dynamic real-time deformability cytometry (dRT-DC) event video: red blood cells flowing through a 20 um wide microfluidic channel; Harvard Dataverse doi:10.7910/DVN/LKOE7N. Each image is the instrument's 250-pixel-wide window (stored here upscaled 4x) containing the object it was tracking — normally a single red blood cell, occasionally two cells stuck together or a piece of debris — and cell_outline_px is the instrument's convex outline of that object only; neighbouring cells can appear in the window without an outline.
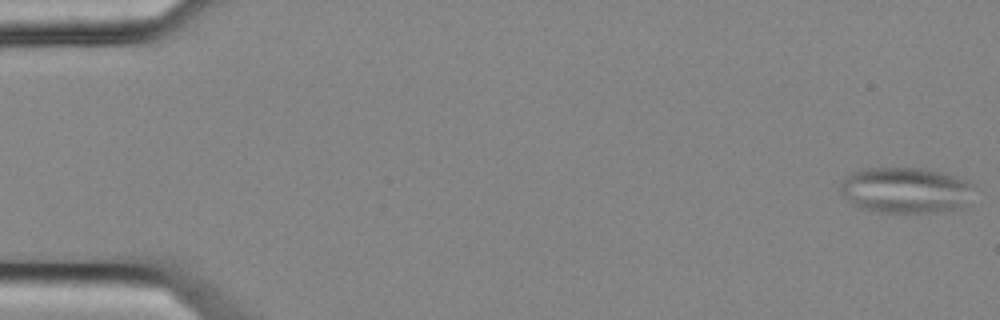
{"species": "common noctule bat (a hibernating species)", "species_latin": "Nyctalus noctula", "temperature_condition": "cold", "stored_images_in_passage": 8, "segment_of_instrument_passage": [1, 2], "camera_frame_rate_fps": 3000, "um_per_image_px": 0.085, "animal": {"sex": "female", "body_mass_g": 25.1}, "frame": {"image": 1, "passage_image": 1, "time_ms": 0.0, "image_size_px": [1000, 320], "cell_outline_px": [[968, 184], [964, 204], [960, 208], [928, 212], [880, 212], [860, 208], [852, 204], [840, 188], [840, 184], [852, 172], [860, 168], [920, 168], [944, 172], [968, 180]], "centroid_in_image_um": [76.88, 16.15], "position_along_channel_um": 8.1, "area_um2": 34.8}}